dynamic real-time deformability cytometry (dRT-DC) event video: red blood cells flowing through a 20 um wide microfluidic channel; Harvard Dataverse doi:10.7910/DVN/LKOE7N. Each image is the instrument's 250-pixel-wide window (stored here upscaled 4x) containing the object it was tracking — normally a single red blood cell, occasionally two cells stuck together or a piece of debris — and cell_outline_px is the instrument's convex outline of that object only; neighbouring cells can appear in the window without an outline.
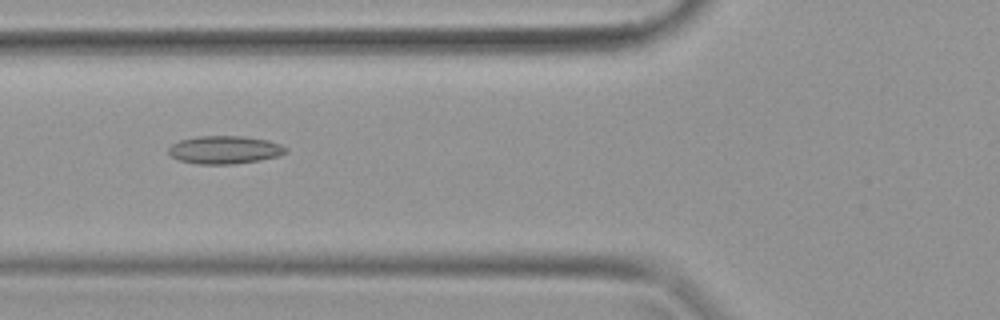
{"species": "common noctule bat (a hibernating species)", "species_latin": "Nyctalus noctula", "temperature_condition": "warm", "stored_images_in_passage": 39, "camera_frame_rate_fps": 3000, "um_per_image_px": 0.085, "animal": {"sex": "female", "body_mass_g": 19.9}, "frame": {"image": 1, "passage_image": 15, "time_ms": 4.667, "image_size_px": [1000, 320], "cell_outline_px": [[288, 152], [280, 156], [260, 160], [232, 164], [196, 164], [180, 160], [172, 156], [168, 152], [168, 148], [172, 144], [180, 140], [196, 136], [244, 136], [268, 140], [280, 144], [288, 148]], "centroid_in_image_um": [19.13, 12.73], "position_along_channel_um": 106.7, "area_um2": 19.25}}
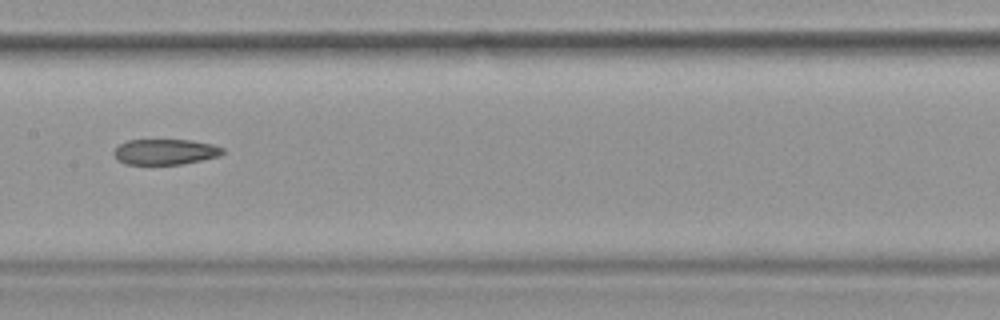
{"frame": {"image": 2, "passage_image": 20, "time_ms": 6.333, "image_size_px": [1000, 320], "cell_outline_px": [[224, 152], [220, 156], [180, 164], [124, 164], [116, 160], [112, 152], [120, 144], [128, 140], [192, 140], [212, 144], [224, 148]], "centroid_in_image_um": [14.02, 12.9], "position_along_channel_um": 193.4, "area_um2": 16.24}}
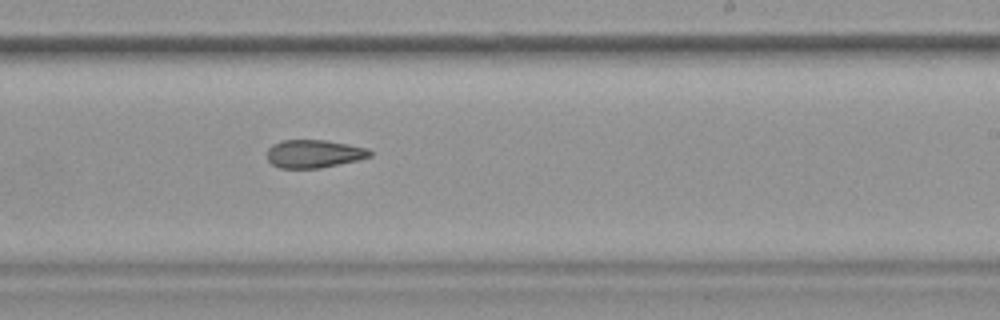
{"frame": {"image": 3, "passage_image": 24, "time_ms": 7.667, "image_size_px": [1000, 320], "cell_outline_px": [[372, 156], [360, 160], [320, 168], [280, 168], [272, 164], [268, 160], [268, 148], [272, 144], [280, 140], [324, 140], [348, 144], [368, 148], [372, 152]], "centroid_in_image_um": [26.71, 13.07], "position_along_channel_um": 262.3, "area_um2": 16.94}}